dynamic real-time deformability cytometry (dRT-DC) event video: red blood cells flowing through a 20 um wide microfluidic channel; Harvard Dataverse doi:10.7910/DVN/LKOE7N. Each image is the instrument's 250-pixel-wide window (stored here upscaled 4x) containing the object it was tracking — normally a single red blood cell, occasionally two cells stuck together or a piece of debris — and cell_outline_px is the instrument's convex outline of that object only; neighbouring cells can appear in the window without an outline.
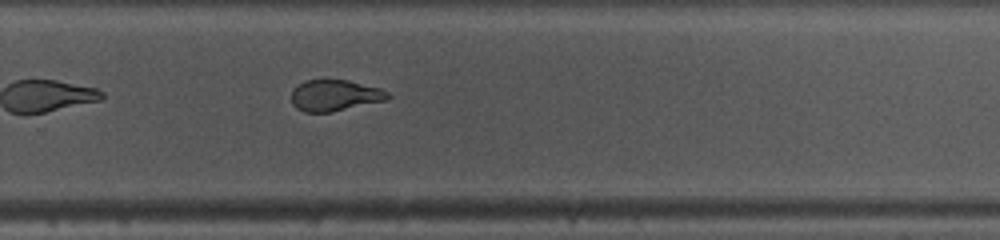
{"species": "common noctule bat (a hibernating species)", "species_latin": "Nyctalus noctula", "temperature_condition": "warm", "stored_images_in_passage": 33, "camera_frame_rate_fps": 3000, "um_per_image_px": 0.085, "animal": {"sex": "female", "body_mass_g": 10.0, "forearm_length_mm": 53.1}, "frame": {"image": 1, "passage_image": 19, "time_ms": 6.0, "image_size_px": [1000, 240], "cell_outline_px": [[392, 96], [384, 100], [332, 112], [304, 112], [296, 108], [292, 104], [292, 92], [304, 80], [348, 80], [380, 88], [388, 92]], "centroid_in_image_um": [28.46, 8.11], "position_along_channel_um": 301.3, "area_um2": 17.34}, "authors_computed_cell_mechanics": {"area_um2": 18.4382, "velocity_mm_per_s": 4.1638, "shape_relaxation_time_tau1_ms": 6.4527, "shape_relaxation_time_tau2_ms": 0.9021, "deformation_change_tau1": 0.1954, "deformation_change_tau2": 0.0715}}